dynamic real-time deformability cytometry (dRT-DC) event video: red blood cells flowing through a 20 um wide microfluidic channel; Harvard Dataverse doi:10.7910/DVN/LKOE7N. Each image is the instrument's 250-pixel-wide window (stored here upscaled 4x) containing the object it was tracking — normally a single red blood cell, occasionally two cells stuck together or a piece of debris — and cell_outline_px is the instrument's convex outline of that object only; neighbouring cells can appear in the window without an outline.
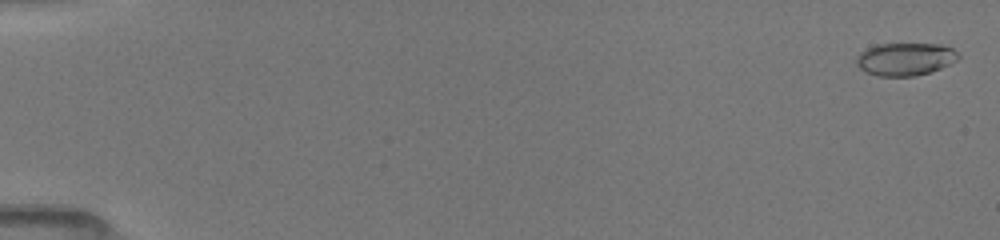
{"species": "common noctule bat (a hibernating species)", "species_latin": "Nyctalus noctula", "temperature_condition": "room temperature", "stored_images_in_passage": 52, "camera_frame_rate_fps": 3000, "um_per_image_px": 0.085, "animal": {"sex": "female", "body_mass_g": 19.5, "forearm_length_mm": 54.1}, "frame": {"image": 1, "passage_image": 2, "time_ms": 0.333, "image_size_px": [1000, 240], "cell_outline_px": [[960, 56], [956, 60], [940, 68], [916, 76], [876, 76], [860, 68], [856, 64], [856, 56], [864, 48], [876, 44], [940, 44], [952, 48]], "centroid_in_image_um": [76.89, 5.01], "position_along_channel_um": 8.1, "area_um2": 19.42}}
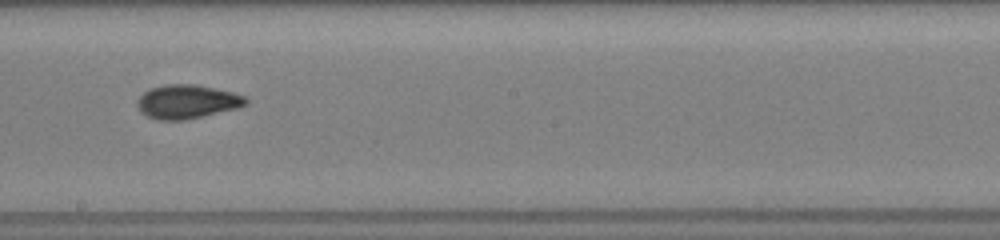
{"frame": {"image": 2, "passage_image": 31, "time_ms": 10.0, "image_size_px": [1000, 240], "cell_outline_px": [[248, 104], [236, 108], [184, 120], [156, 120], [140, 112], [136, 104], [136, 100], [148, 88], [164, 84], [196, 84], [232, 92], [244, 96], [248, 100]], "centroid_in_image_um": [15.85, 8.63], "position_along_channel_um": 232.4, "area_um2": 21.44}}
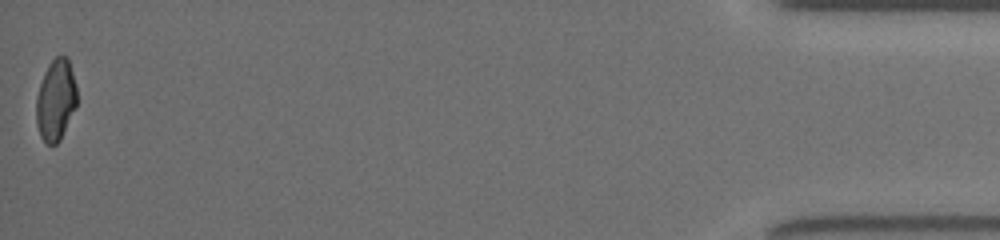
{"frame": {"image": 3, "passage_image": 52, "time_ms": 17.0, "image_size_px": [1000, 240], "cell_outline_px": [[76, 108], [60, 140], [56, 144], [48, 144], [40, 136], [36, 124], [36, 96], [44, 72], [48, 64], [56, 56], [68, 56], [76, 84]], "centroid_in_image_um": [4.74, 8.49], "position_along_channel_um": 430.5, "area_um2": 19.42}, "authors_computed_cell_mechanics": {"area_um2": 20.0277, "velocity_mm_per_s": 4.0617, "shape_relaxation_time_tau1_ms": 9.0085, "shape_relaxation_time_tau2_ms": 1.6151, "deformation_change_tau1": 0.2229, "deformation_change_tau2": 0.0714}}